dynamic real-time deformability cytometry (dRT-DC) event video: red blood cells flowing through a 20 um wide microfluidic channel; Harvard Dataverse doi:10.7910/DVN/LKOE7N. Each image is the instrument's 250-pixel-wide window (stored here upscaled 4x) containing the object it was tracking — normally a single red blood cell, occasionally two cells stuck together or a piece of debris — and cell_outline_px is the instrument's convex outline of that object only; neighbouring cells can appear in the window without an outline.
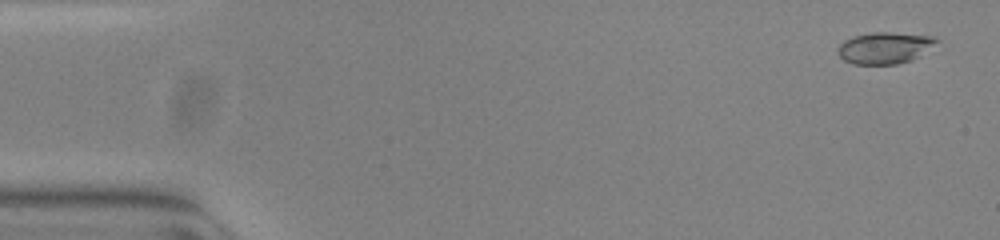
{"species": "common noctule bat (a hibernating species)", "species_latin": "Nyctalus noctula", "temperature_condition": "warm", "stored_images_in_passage": 53, "camera_frame_rate_fps": 3000, "um_per_image_px": 0.085, "animal": {"sex": "female", "body_mass_g": 23.0, "forearm_length_mm": 53.4}, "frame": {"image": 1, "passage_image": 2, "time_ms": 0.333, "image_size_px": [1000, 240], "cell_outline_px": [[940, 40], [920, 56], [912, 60], [896, 64], [852, 64], [844, 60], [840, 56], [836, 48], [844, 40], [852, 36], [872, 32], [892, 32], [932, 36]], "centroid_in_image_um": [75.19, 4.06], "position_along_channel_um": 9.8, "area_um2": 18.26}}
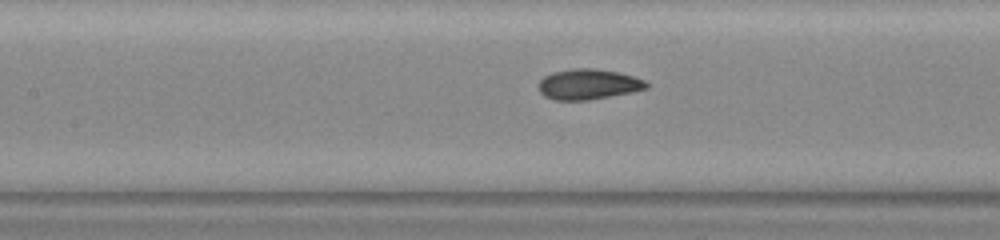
{"frame": {"image": 2, "passage_image": 24, "time_ms": 7.667, "image_size_px": [1000, 240], "cell_outline_px": [[648, 88], [632, 92], [588, 100], [556, 100], [544, 96], [540, 92], [540, 80], [544, 76], [552, 72], [572, 68], [596, 68], [620, 72], [644, 80], [648, 84]], "centroid_in_image_um": [50.01, 7.15], "position_along_channel_um": 157.4, "area_um2": 19.13}}
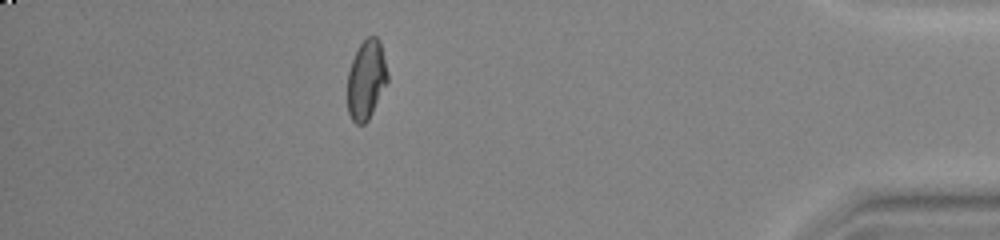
{"frame": {"image": 3, "passage_image": 47, "time_ms": 15.333, "image_size_px": [1000, 240], "cell_outline_px": [[388, 80], [368, 120], [364, 124], [356, 124], [352, 120], [348, 112], [348, 72], [352, 60], [360, 44], [368, 36], [376, 36], [380, 40], [388, 72]], "centroid_in_image_um": [31.14, 6.76], "position_along_channel_um": 404.1, "area_um2": 18.38}, "authors_computed_cell_mechanics": {"area_um2": 18.7272, "velocity_mm_per_s": 3.8523, "shape_relaxation_time_tau1_ms": 4.7906, "shape_relaxation_time_tau2_ms": 1.251, "deformation_change_tau1": 0.1702, "deformation_change_tau2": 0.0346}}